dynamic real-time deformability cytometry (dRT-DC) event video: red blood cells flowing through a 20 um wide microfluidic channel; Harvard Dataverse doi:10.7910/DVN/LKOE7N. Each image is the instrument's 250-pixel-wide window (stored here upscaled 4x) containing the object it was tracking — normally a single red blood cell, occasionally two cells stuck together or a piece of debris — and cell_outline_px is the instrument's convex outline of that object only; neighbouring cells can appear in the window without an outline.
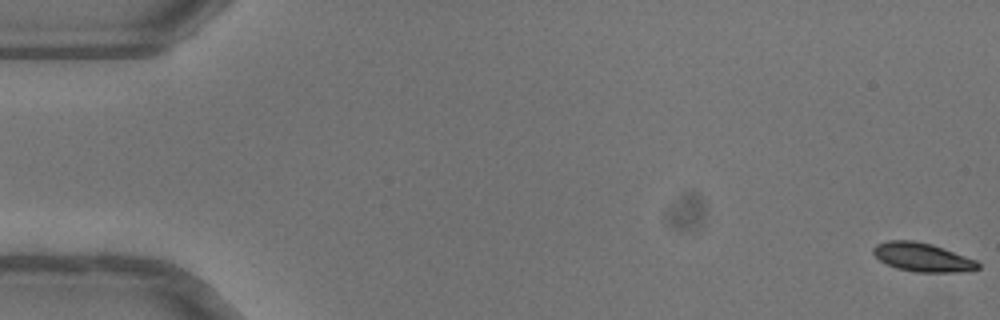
{"species": "common noctule bat (a hibernating species)", "species_latin": "Nyctalus noctula", "temperature_condition": "warm", "stored_images_in_passage": 52, "camera_frame_rate_fps": 3000, "um_per_image_px": 0.085, "animal": {"sex": "female"}, "frame": {"image": 1, "passage_image": 1, "time_ms": 0.0, "image_size_px": [1000, 320], "cell_outline_px": [[980, 268], [960, 272], [916, 272], [896, 268], [880, 260], [872, 252], [872, 248], [876, 244], [888, 240], [912, 240], [932, 244], [944, 248], [976, 260], [980, 264]], "centroid_in_image_um": [78.4, 21.86], "position_along_channel_um": 6.6, "area_um2": 17.51}}
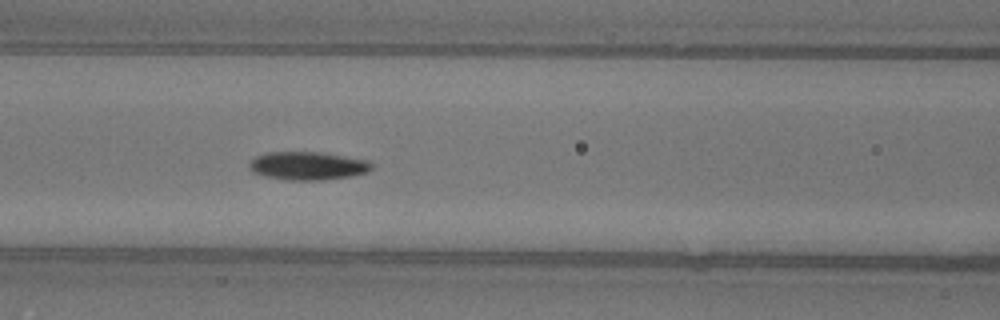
{"frame": {"image": 2, "passage_image": 23, "time_ms": 7.333, "image_size_px": [1000, 320], "cell_outline_px": [[372, 168], [368, 172], [352, 176], [320, 180], [288, 180], [264, 176], [252, 172], [248, 168], [248, 164], [256, 156], [268, 152], [324, 152], [368, 160], [372, 164]], "centroid_in_image_um": [26.16, 14.09], "position_along_channel_um": 140.4, "area_um2": 20.29}}
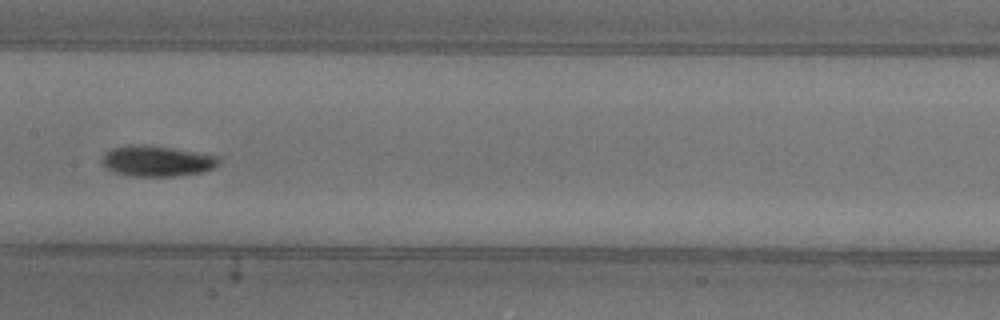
{"frame": {"image": 3, "passage_image": 27, "time_ms": 8.667, "image_size_px": [1000, 320], "cell_outline_px": [[220, 164], [216, 168], [204, 172], [176, 176], [132, 176], [112, 172], [104, 168], [100, 160], [104, 152], [112, 148], [132, 144], [144, 144], [172, 148], [220, 156]], "centroid_in_image_um": [13.33, 13.69], "position_along_channel_um": 194.1, "area_um2": 21.39}, "authors_computed_cell_mechanics": {"area_um2": 18.5827, "velocity_mm_per_s": 4.0253, "shape_relaxation_time_tau1_ms": 3.3467, "shape_relaxation_time_tau2_ms": null, "deformation_change_tau1": 0.143, "deformation_change_tau2": null}}